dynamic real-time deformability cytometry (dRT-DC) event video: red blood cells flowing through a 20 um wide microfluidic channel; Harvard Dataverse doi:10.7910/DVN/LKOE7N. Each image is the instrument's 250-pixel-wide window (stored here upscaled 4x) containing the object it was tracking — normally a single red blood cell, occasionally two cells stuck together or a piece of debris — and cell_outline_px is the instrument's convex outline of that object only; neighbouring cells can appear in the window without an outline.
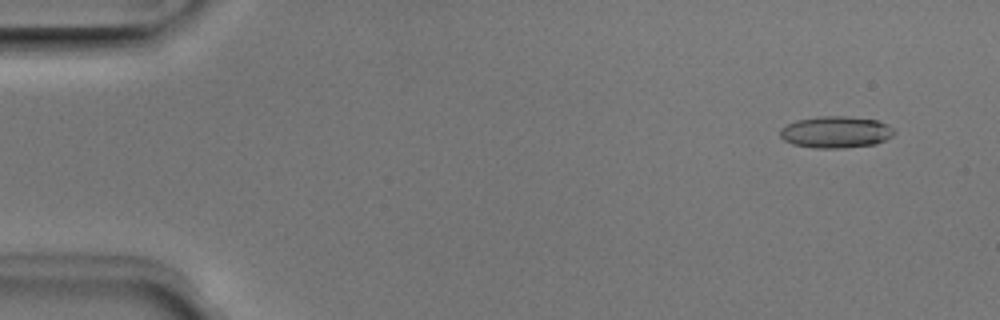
{"species": "Egyptian fruit bat (a non-hibernating species)", "species_latin": "Rousettus aegyptiacus", "temperature_condition": "room temperature", "stored_images_in_passage": 51, "camera_frame_rate_fps": 3000, "um_per_image_px": 0.085, "animal": {"sex": "male"}, "frame": {"image": 1, "passage_image": 4, "time_ms": 1.0, "image_size_px": [1000, 320], "cell_outline_px": [[896, 132], [892, 136], [876, 144], [840, 148], [812, 148], [792, 144], [784, 140], [780, 136], [780, 128], [796, 120], [820, 116], [844, 116], [876, 120], [888, 124]], "centroid_in_image_um": [71.03, 11.23], "position_along_channel_um": 14.0, "area_um2": 21.1}}
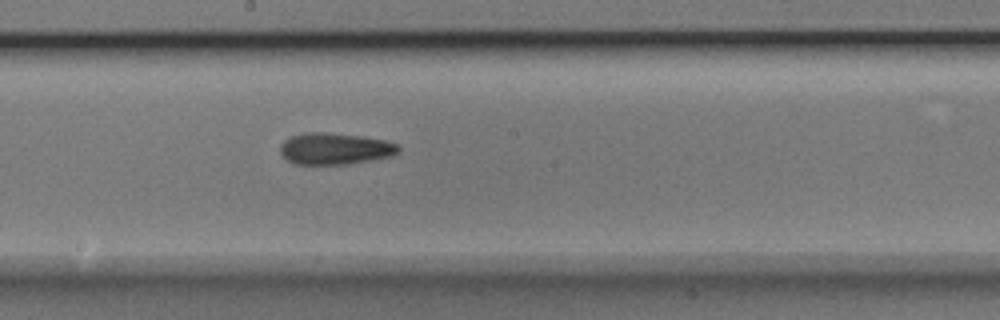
{"frame": {"image": 2, "passage_image": 28, "time_ms": 9.0, "image_size_px": [1000, 320], "cell_outline_px": [[400, 152], [392, 156], [372, 160], [348, 164], [296, 164], [288, 160], [280, 152], [280, 144], [288, 136], [304, 132], [324, 132], [364, 136], [384, 140], [400, 144]], "centroid_in_image_um": [28.49, 12.62], "position_along_channel_um": 219.7, "area_um2": 22.08}}
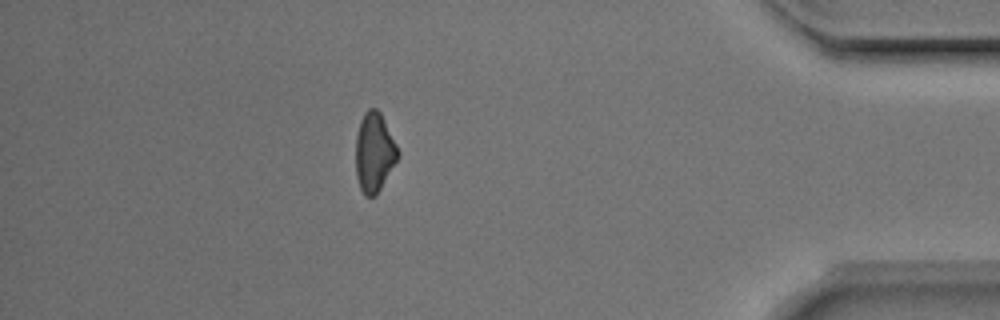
{"frame": {"image": 3, "passage_image": 45, "time_ms": 14.667, "image_size_px": [1000, 320], "cell_outline_px": [[400, 156], [376, 196], [364, 196], [360, 188], [356, 176], [356, 136], [360, 120], [364, 112], [368, 108], [376, 108], [380, 112], [400, 152]], "centroid_in_image_um": [31.81, 12.96], "position_along_channel_um": 403.4, "area_um2": 19.59}, "authors_computed_cell_mechanics": {"area_um2": 20.4034, "velocity_mm_per_s": 3.994, "shape_relaxation_time_tau1_ms": 5.8426, "shape_relaxation_time_tau2_ms": 5.3368, "deformation_change_tau1": 0.1162, "deformation_change_tau2": 0.1461}}